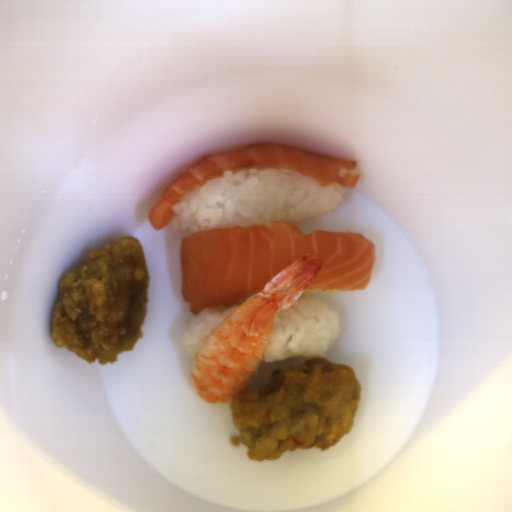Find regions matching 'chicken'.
<instances>
[{"instance_id": "obj_1", "label": "chicken", "mask_w": 512, "mask_h": 512, "mask_svg": "<svg viewBox=\"0 0 512 512\" xmlns=\"http://www.w3.org/2000/svg\"><path fill=\"white\" fill-rule=\"evenodd\" d=\"M362 387L349 365L310 357L271 372L269 384L230 400L235 430L231 446L245 445L254 461H274L288 451H327L351 431Z\"/></svg>"}, {"instance_id": "obj_2", "label": "chicken", "mask_w": 512, "mask_h": 512, "mask_svg": "<svg viewBox=\"0 0 512 512\" xmlns=\"http://www.w3.org/2000/svg\"><path fill=\"white\" fill-rule=\"evenodd\" d=\"M148 278L143 246L130 234L90 252L59 280L51 326L55 347L89 364H115L145 336Z\"/></svg>"}]
</instances>
